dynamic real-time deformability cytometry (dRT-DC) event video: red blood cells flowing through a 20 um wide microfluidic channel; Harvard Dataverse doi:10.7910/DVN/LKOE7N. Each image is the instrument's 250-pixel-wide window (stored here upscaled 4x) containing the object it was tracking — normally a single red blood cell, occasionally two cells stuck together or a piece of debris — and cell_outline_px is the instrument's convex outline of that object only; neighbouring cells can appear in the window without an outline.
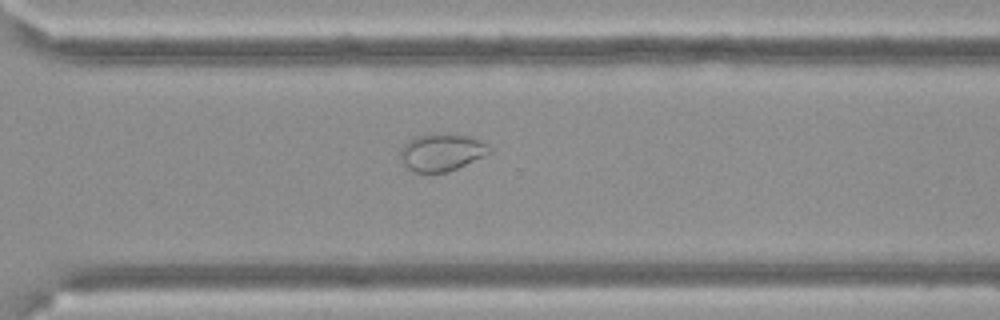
{"species": "Egyptian fruit bat (a non-hibernating species)", "species_latin": "Rousettus aegyptiacus", "temperature_condition": "cold", "stored_images_in_passage": 58, "camera_frame_rate_fps": 3000, "um_per_image_px": 0.085, "frame": {"image": 1, "passage_image": 42, "time_ms": 13.667, "image_size_px": [1000, 320], "cell_outline_px": [[492, 152], [484, 156], [448, 172], [416, 172], [408, 168], [400, 160], [400, 148], [408, 140], [416, 136], [432, 132], [444, 132], [468, 136], [480, 140], [488, 144], [492, 148]], "centroid_in_image_um": [37.54, 12.91], "position_along_channel_um": 333.1, "area_um2": 19.77}, "authors_computed_cell_mechanics": {"area_um2": 25.2586, "velocity_mm_per_s": 3.5115, "shape_relaxation_time_tau1_ms": null, "shape_relaxation_time_tau2_ms": 1.2811, "deformation_change_tau1": null, "deformation_change_tau2": 0.041}}